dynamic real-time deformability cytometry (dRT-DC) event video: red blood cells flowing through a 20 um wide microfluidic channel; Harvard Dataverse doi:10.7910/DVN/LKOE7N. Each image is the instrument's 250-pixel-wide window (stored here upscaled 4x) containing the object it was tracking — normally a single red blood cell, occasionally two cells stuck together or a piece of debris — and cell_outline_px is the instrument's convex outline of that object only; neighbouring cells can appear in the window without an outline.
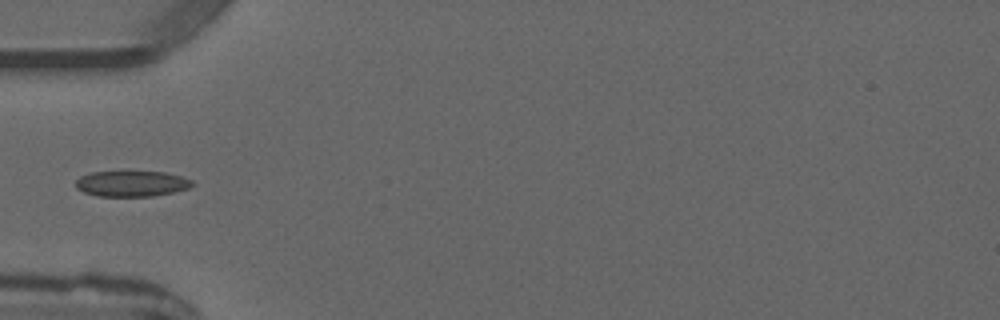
{"species": "common noctule bat (a hibernating species)", "species_latin": "Nyctalus noctula", "temperature_condition": "warm", "stored_images_in_passage": 4, "camera_frame_rate_fps": 3000, "um_per_image_px": 0.085, "animal": {"sex": "male", "forearm_length_mm": 52.5}, "frame": {"image": 1, "passage_image": 3, "time_ms": 2.333, "image_size_px": [1000, 320], "cell_outline_px": [[196, 184], [188, 188], [172, 192], [152, 196], [96, 196], [84, 192], [76, 188], [76, 180], [80, 176], [92, 172], [164, 172], [180, 176], [192, 180]], "centroid_in_image_um": [11.18, 15.61], "position_along_channel_um": 73.8, "area_um2": 17.34}}
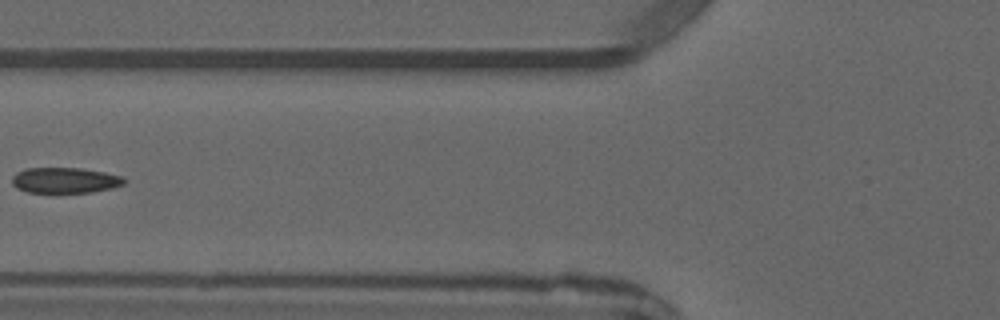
{"frame": {"image": 2, "passage_image": 4, "time_ms": 3.333, "image_size_px": [1000, 320], "cell_outline_px": [[128, 180], [124, 184], [112, 188], [92, 192], [28, 192], [16, 188], [12, 184], [12, 176], [16, 172], [24, 168], [80, 168], [104, 172], [124, 176]], "centroid_in_image_um": [5.54, 15.32], "position_along_channel_um": 120.3, "area_um2": 16.88}}